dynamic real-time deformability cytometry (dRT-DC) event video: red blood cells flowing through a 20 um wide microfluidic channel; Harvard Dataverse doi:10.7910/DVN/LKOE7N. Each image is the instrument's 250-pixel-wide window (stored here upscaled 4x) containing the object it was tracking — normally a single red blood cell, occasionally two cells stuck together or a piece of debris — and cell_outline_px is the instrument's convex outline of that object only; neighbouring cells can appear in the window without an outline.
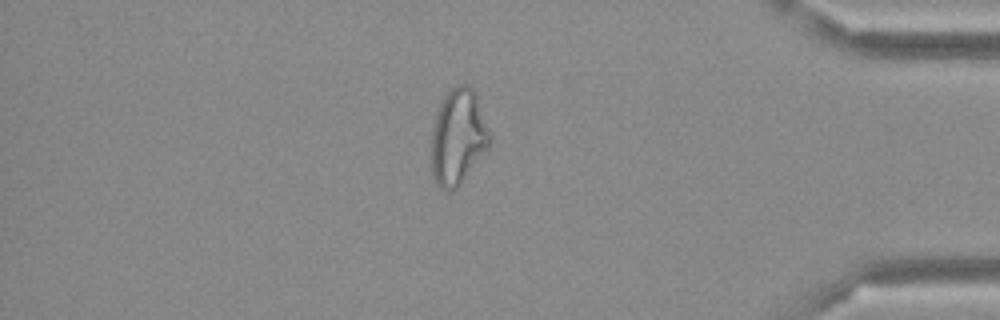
{"species": "Egyptian fruit bat (a non-hibernating species)", "species_latin": "Rousettus aegyptiacus", "temperature_condition": "cold", "stored_images_in_passage": 47, "camera_frame_rate_fps": 3000, "um_per_image_px": 0.085, "frame": {"image": 1, "passage_image": 40, "time_ms": 13.0, "image_size_px": [1000, 320], "cell_outline_px": [[492, 136], [488, 148], [460, 184], [452, 192], [448, 192], [440, 188], [436, 184], [432, 176], [428, 144], [428, 140], [432, 120], [440, 100], [456, 84], [468, 84], [472, 88], [476, 96]], "centroid_in_image_um": [38.85, 11.65], "position_along_channel_um": 396.3, "area_um2": 33.7}}